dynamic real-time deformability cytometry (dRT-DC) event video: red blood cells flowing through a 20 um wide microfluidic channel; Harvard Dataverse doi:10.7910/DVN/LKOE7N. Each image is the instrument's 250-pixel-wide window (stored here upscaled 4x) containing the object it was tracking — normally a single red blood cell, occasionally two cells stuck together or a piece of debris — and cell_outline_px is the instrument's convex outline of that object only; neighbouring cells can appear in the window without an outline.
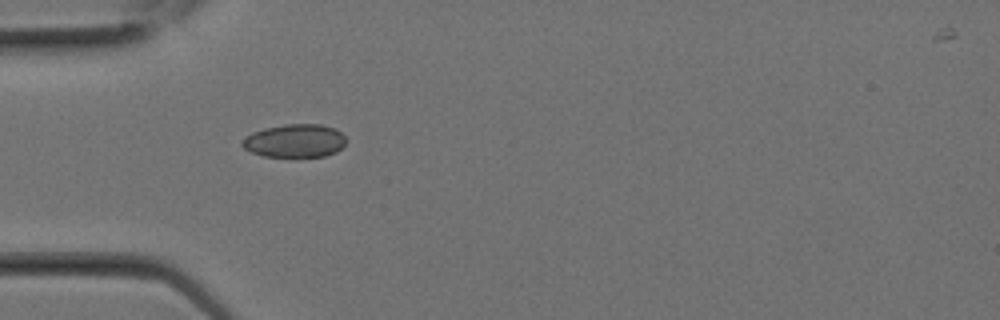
{"species": "Egyptian fruit bat (a non-hibernating species)", "species_latin": "Rousettus aegyptiacus", "temperature_condition": "room temperature", "stored_images_in_passage": 1, "camera_frame_rate_fps": 3000, "um_per_image_px": 0.085, "animal": {"sex": "female"}, "frame": {"image": 1, "passage_image": 1, "time_ms": 0.0, "image_size_px": [1000, 320], "cell_outline_px": [[348, 140], [336, 152], [324, 156], [264, 156], [252, 152], [244, 148], [240, 144], [252, 132], [264, 128], [284, 124], [320, 124], [336, 128]], "centroid_in_image_um": [25.09, 11.95], "position_along_channel_um": 59.9, "area_um2": 20.0}}